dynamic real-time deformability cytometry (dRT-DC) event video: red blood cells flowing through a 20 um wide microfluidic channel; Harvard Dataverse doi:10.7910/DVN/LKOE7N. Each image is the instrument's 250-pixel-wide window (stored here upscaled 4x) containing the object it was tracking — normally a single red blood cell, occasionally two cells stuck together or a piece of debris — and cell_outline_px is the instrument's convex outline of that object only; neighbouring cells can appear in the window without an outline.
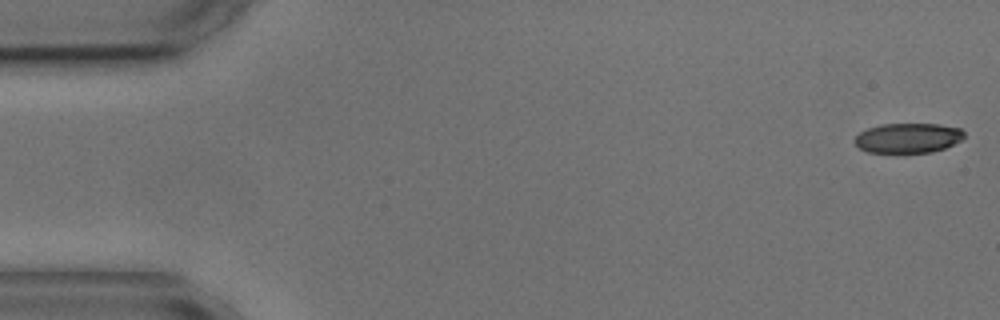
{"species": "common noctule bat (a hibernating species)", "species_latin": "Nyctalus noctula", "temperature_condition": "cold", "stored_images_in_passage": 3, "camera_frame_rate_fps": 3000, "um_per_image_px": 0.085, "animal": {"sex": "male", "body_mass_g": 17.9, "forearm_length_mm": 54.2}, "frame": {"image": 1, "passage_image": 1, "time_ms": 0.0, "image_size_px": [1000, 320], "cell_outline_px": [[964, 136], [960, 140], [944, 148], [932, 152], [868, 152], [860, 148], [852, 140], [860, 132], [868, 128], [880, 124], [940, 124], [960, 128], [964, 132]], "centroid_in_image_um": [77.16, 11.72], "position_along_channel_um": 7.8, "area_um2": 18.9}}